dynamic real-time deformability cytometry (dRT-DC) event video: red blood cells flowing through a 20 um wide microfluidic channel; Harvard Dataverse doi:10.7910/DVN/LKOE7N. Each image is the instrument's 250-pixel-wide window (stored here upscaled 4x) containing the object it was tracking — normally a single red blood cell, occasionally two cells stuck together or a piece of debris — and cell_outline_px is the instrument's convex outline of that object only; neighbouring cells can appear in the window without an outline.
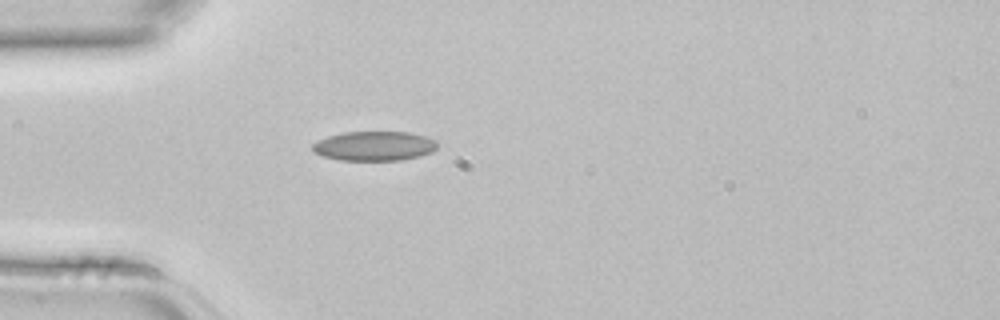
{"species": "common noctule bat (a hibernating species)", "species_latin": "Nyctalus noctula", "temperature_condition": "room temperature", "stored_images_in_passage": 1, "camera_frame_rate_fps": 3000, "um_per_image_px": 0.085, "animal": {"sex": "female", "body_mass_g": 22.7, "forearm_length_mm": 54.2}, "frame": {"image": 1, "passage_image": 1, "time_ms": 0.0, "image_size_px": [1000, 320], "cell_outline_px": [[436, 148], [432, 152], [420, 156], [400, 160], [340, 160], [324, 156], [316, 152], [312, 148], [312, 144], [316, 140], [328, 136], [344, 132], [408, 132], [428, 136], [436, 140]], "centroid_in_image_um": [31.83, 12.4], "position_along_channel_um": 53.2, "area_um2": 21.44}}